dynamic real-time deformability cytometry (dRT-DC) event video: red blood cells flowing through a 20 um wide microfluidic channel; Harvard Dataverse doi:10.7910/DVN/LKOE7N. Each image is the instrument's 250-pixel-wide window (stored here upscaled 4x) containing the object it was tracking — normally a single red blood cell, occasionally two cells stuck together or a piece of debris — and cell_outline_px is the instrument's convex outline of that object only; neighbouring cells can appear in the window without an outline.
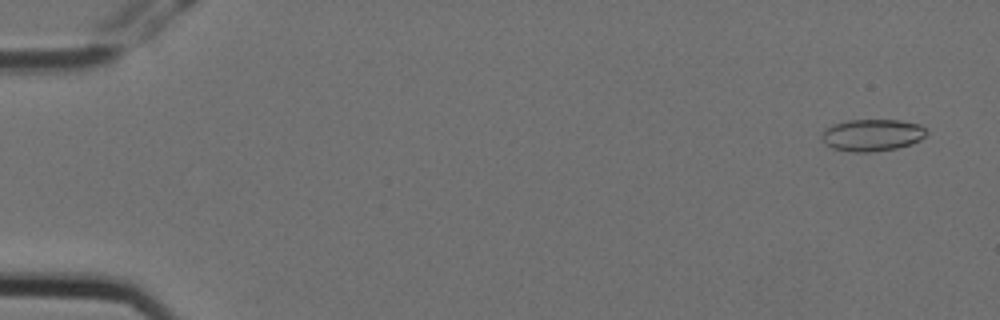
{"species": "Egyptian fruit bat (a non-hibernating species)", "species_latin": "Rousettus aegyptiacus", "temperature_condition": "cold", "stored_images_in_passage": 5, "camera_frame_rate_fps": 3000, "um_per_image_px": 0.085, "animal": {"sex": "female"}, "frame": {"image": 1, "passage_image": 1, "time_ms": 0.0, "image_size_px": [1000, 320], "cell_outline_px": [[928, 132], [920, 140], [912, 144], [896, 148], [868, 152], [852, 152], [832, 148], [824, 144], [820, 136], [832, 124], [848, 120], [900, 120], [920, 124]], "centroid_in_image_um": [74.13, 11.48], "position_along_channel_um": 10.9, "area_um2": 19.54}}